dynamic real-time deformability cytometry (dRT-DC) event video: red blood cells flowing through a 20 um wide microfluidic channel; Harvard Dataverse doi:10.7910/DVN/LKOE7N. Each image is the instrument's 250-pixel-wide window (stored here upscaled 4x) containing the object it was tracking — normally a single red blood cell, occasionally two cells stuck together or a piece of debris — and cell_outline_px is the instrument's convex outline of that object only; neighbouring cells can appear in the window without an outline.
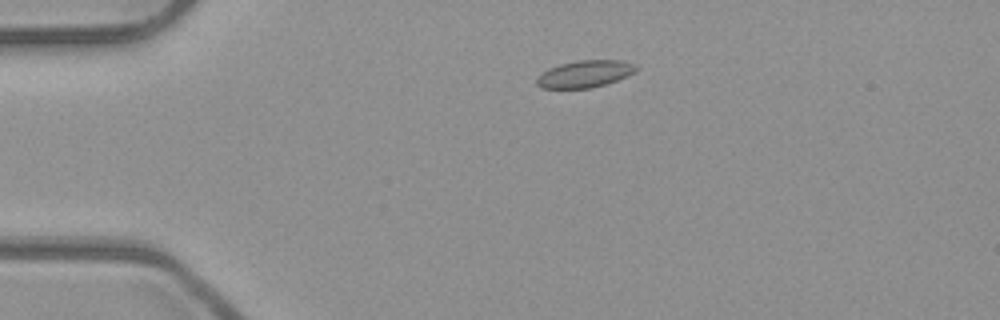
{"species": "common noctule bat (a hibernating species)", "species_latin": "Nyctalus noctula", "temperature_condition": "room temperature", "stored_images_in_passage": 4, "camera_frame_rate_fps": 3000, "um_per_image_px": 0.085, "animal": {"sex": "male", "body_mass_g": 23.1, "forearm_length_mm": 52.7}, "frame": {"image": 1, "passage_image": 3, "time_ms": 0.667, "image_size_px": [1000, 320], "cell_outline_px": [[640, 68], [636, 72], [628, 76], [592, 88], [540, 88], [536, 84], [536, 80], [540, 72], [548, 68], [560, 64], [576, 60], [620, 60], [636, 64]], "centroid_in_image_um": [49.72, 6.27], "position_along_channel_um": 35.3, "area_um2": 15.9}}